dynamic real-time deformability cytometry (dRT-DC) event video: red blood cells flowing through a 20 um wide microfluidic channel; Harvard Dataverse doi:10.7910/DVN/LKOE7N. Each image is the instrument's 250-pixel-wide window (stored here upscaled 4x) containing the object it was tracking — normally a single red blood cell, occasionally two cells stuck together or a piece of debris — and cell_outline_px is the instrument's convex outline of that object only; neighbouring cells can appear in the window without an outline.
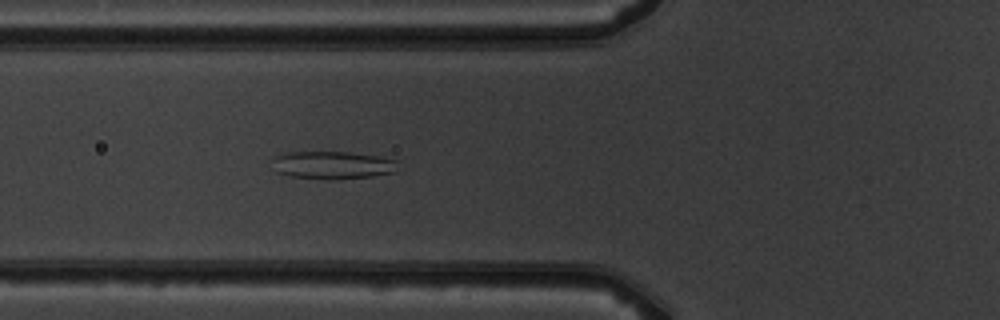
{"species": "common noctule bat (a hibernating species)", "species_latin": "Nyctalus noctula", "temperature_condition": "warm", "stored_images_in_passage": 6, "camera_frame_rate_fps": 3000, "um_per_image_px": 0.085, "animal": {"sex": "male", "body_mass_g": 19.5, "forearm_length_mm": 54.6}, "frame": {"image": 1, "passage_image": 6, "time_ms": 5.667, "image_size_px": [1000, 320], "cell_outline_px": [[400, 160], [396, 172], [372, 176], [340, 180], [328, 180], [292, 176], [276, 172], [272, 160], [272, 156], [284, 152], [348, 152], [380, 156]], "centroid_in_image_um": [28.31, 14.03], "position_along_channel_um": 97.5, "area_um2": 20.87}}